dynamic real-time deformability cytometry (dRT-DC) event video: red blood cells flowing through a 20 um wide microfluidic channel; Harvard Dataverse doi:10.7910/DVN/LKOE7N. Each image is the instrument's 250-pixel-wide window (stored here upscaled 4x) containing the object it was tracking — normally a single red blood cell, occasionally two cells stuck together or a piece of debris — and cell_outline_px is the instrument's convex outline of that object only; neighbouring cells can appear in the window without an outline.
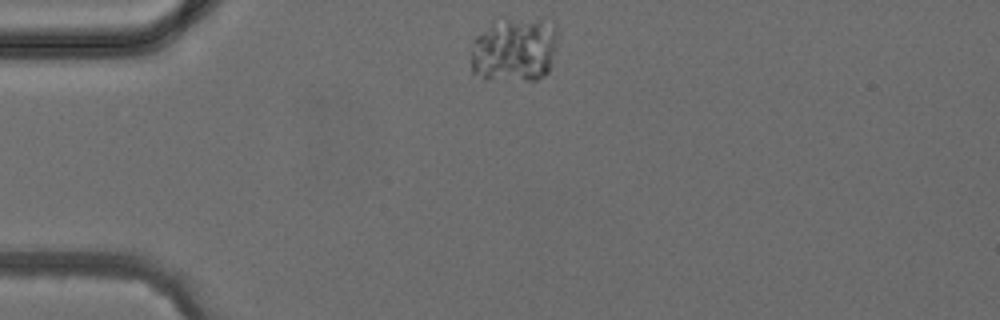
{"species": "common noctule bat (a hibernating species)", "species_latin": "Nyctalus noctula", "temperature_condition": "cold", "stored_images_in_passage": 3, "camera_frame_rate_fps": 3000, "um_per_image_px": 0.085, "animal": {"sex": "female", "body_mass_g": 24.6, "forearm_length_mm": 56.2}, "frame": {"image": 1, "passage_image": 1, "time_ms": 0.0, "image_size_px": [1000, 320], "cell_outline_px": [[556, 40], [548, 72], [544, 76], [536, 80], [484, 80], [472, 72], [472, 40], [492, 20], [540, 20], [556, 24]], "centroid_in_image_um": [43.67, 4.25], "position_along_channel_um": 41.3, "area_um2": 32.71}}
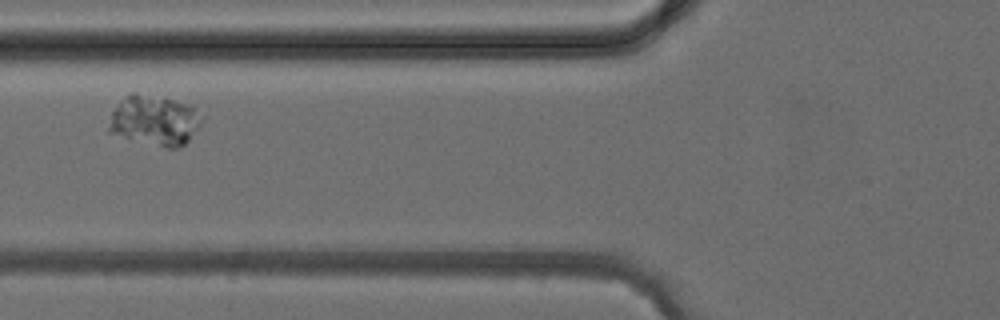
{"frame": {"image": 2, "passage_image": 3, "time_ms": 2.333, "image_size_px": [1000, 320], "cell_outline_px": [[204, 116], [200, 124], [188, 140], [184, 144], [176, 148], [164, 148], [108, 132], [108, 128], [112, 112], [132, 92], [136, 92], [164, 96], [192, 104]], "centroid_in_image_um": [13.2, 10.2], "position_along_channel_um": 112.6, "area_um2": 27.28}}